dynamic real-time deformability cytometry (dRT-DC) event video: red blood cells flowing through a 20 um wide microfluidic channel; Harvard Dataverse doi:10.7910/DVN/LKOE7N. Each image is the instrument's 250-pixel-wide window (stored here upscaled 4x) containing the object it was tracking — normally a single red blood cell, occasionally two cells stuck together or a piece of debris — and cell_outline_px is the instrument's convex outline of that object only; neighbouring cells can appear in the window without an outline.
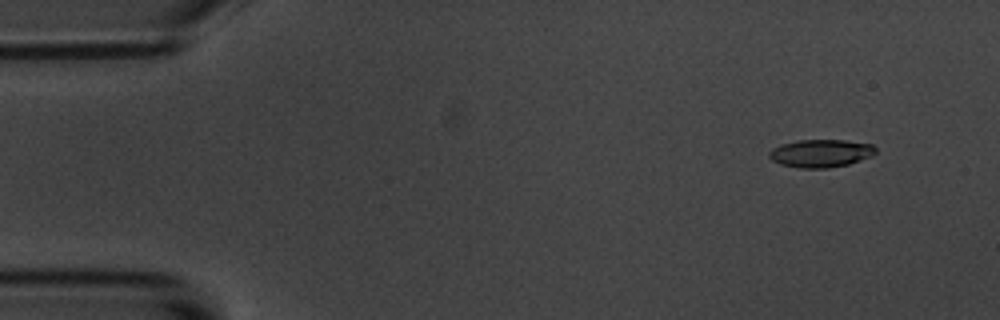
{"species": "common noctule bat (a hibernating species)", "species_latin": "Nyctalus noctula", "temperature_condition": "room temperature", "stored_images_in_passage": 5, "camera_frame_rate_fps": 3000, "um_per_image_px": 0.085, "animal": {"sex": "male", "body_mass_g": 20.1, "forearm_length_mm": 53.5}, "frame": {"image": 1, "passage_image": 2, "time_ms": 1.0, "image_size_px": [1000, 320], "cell_outline_px": [[876, 152], [872, 156], [848, 164], [828, 168], [800, 168], [780, 164], [772, 160], [768, 156], [768, 152], [772, 148], [780, 144], [796, 140], [844, 140], [872, 144], [876, 148]], "centroid_in_image_um": [69.74, 13.02], "position_along_channel_um": 15.3, "area_um2": 17.4}}
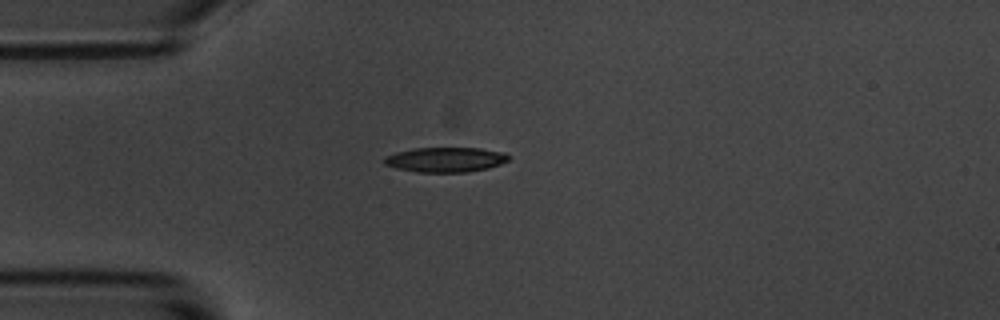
{"frame": {"image": 2, "passage_image": 5, "time_ms": 4.333, "image_size_px": [1000, 320], "cell_outline_px": [[508, 160], [500, 164], [488, 168], [468, 172], [416, 172], [396, 168], [384, 164], [384, 156], [396, 152], [412, 148], [480, 148], [504, 152], [508, 156]], "centroid_in_image_um": [37.84, 13.57], "position_along_channel_um": 47.2, "area_um2": 18.03}}